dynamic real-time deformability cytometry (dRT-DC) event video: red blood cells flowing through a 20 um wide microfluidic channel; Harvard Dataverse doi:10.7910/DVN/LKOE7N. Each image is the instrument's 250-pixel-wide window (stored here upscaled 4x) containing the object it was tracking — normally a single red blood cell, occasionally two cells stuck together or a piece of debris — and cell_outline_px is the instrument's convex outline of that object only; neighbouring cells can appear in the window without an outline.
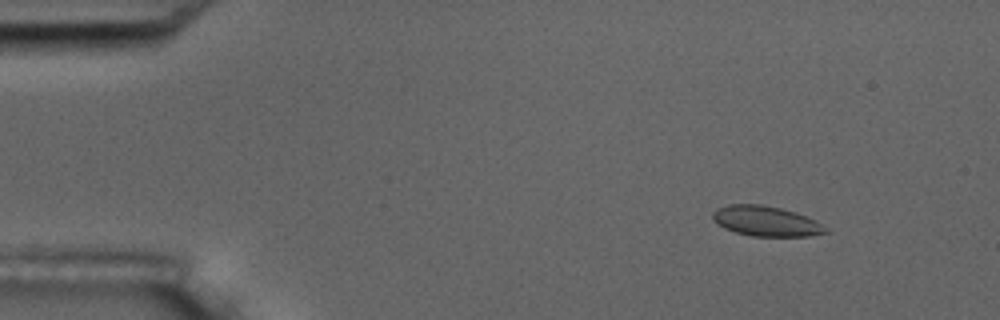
{"species": "common noctule bat (a hibernating species)", "species_latin": "Nyctalus noctula", "temperature_condition": "room temperature", "stored_images_in_passage": 6, "camera_frame_rate_fps": 3000, "um_per_image_px": 0.085, "animal": {"sex": "male", "body_mass_g": 17.5, "forearm_length_mm": 52.3}, "frame": {"image": 1, "passage_image": 2, "time_ms": 1.0, "image_size_px": [1000, 320], "cell_outline_px": [[828, 232], [808, 236], [752, 236], [736, 232], [724, 228], [716, 224], [712, 216], [712, 212], [716, 208], [728, 204], [760, 204], [780, 208], [796, 212], [816, 220]], "centroid_in_image_um": [65.05, 18.78], "position_along_channel_um": 19.9, "area_um2": 19.77}}